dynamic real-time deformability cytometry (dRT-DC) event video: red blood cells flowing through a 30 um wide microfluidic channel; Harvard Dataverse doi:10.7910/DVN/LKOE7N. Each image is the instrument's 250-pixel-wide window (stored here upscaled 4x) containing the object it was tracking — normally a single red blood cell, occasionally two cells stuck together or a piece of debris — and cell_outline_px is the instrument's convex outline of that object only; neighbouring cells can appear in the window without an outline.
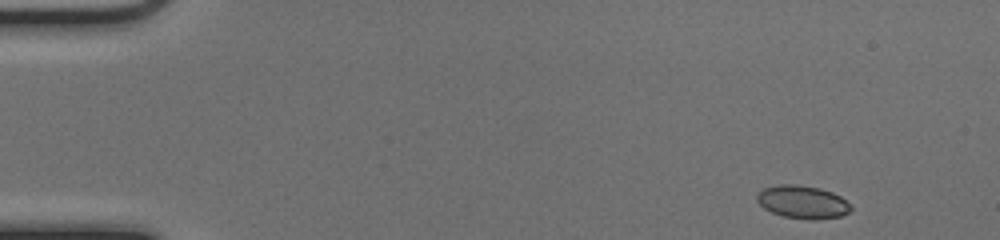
{"species": "common noctule bat (a hibernating species)", "species_latin": "Nyctalus noctula", "temperature_condition": "cold", "stored_images_in_passage": 47, "camera_frame_rate_fps": 3000, "um_per_image_px": 0.085, "animal": {"sex": "female", "body_mass_g": 17.0, "forearm_length_mm": 48.0}, "frame": {"image": 1, "passage_image": 1, "time_ms": 0.0, "image_size_px": [1000, 240], "cell_outline_px": [[852, 208], [848, 212], [840, 216], [816, 220], [812, 220], [784, 216], [772, 212], [764, 208], [756, 200], [756, 196], [764, 188], [776, 184], [796, 184], [820, 188], [832, 192], [840, 196]], "centroid_in_image_um": [68.2, 17.16], "position_along_channel_um": 16.8, "area_um2": 17.92}}
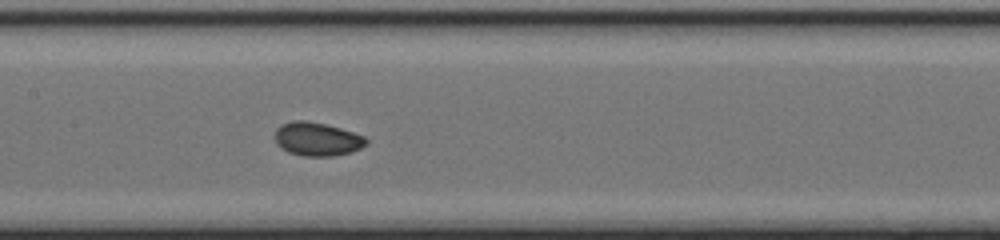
{"frame": {"image": 2, "passage_image": 22, "time_ms": 7.0, "image_size_px": [1000, 240], "cell_outline_px": [[368, 144], [352, 152], [332, 156], [304, 156], [288, 152], [280, 148], [276, 144], [276, 128], [280, 124], [292, 120], [308, 120], [328, 124], [364, 136], [368, 140]], "centroid_in_image_um": [26.94, 11.81], "position_along_channel_um": 180.5, "area_um2": 18.09}}
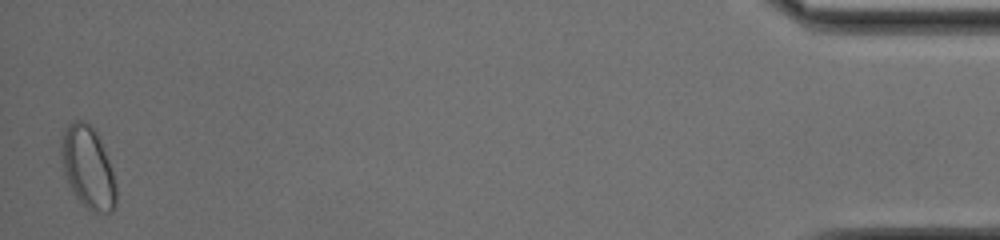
{"frame": {"image": 3, "passage_image": 47, "time_ms": 15.333, "image_size_px": [1000, 240], "cell_outline_px": [[116, 204], [112, 212], [92, 212], [76, 196], [64, 172], [60, 156], [60, 136], [68, 124], [76, 120], [84, 120], [96, 132], [100, 140], [108, 160], [116, 184]], "centroid_in_image_um": [7.46, 14.21], "position_along_channel_um": 427.7, "area_um2": 25.95}, "authors_computed_cell_mechanics": {"area_um2": 17.918, "velocity_mm_per_s": 4.0498, "shape_relaxation_time_tau1_ms": 4.2028, "shape_relaxation_time_tau2_ms": 1.1683, "deformation_change_tau1": 0.064, "deformation_change_tau2": 0.0261}}